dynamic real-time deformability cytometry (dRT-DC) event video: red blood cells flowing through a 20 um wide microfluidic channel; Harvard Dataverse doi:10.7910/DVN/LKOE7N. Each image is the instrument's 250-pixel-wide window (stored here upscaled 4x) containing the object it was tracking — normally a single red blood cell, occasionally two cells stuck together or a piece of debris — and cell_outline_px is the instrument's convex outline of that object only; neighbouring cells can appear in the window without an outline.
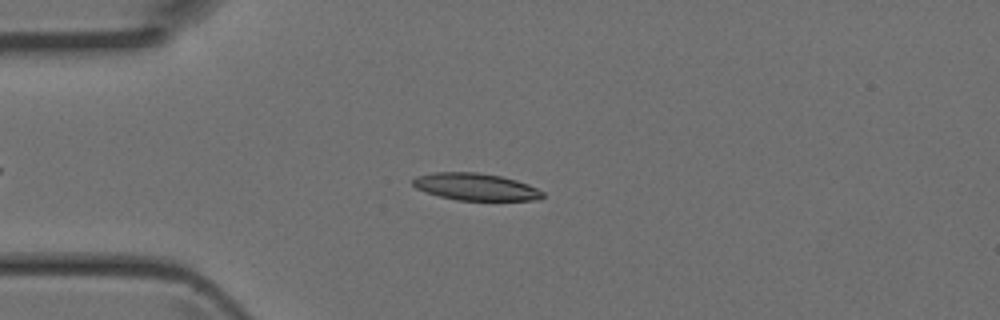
{"species": "Egyptian fruit bat (a non-hibernating species)", "species_latin": "Rousettus aegyptiacus", "temperature_condition": "room temperature", "stored_images_in_passage": 2, "camera_frame_rate_fps": 3000, "um_per_image_px": 0.085, "animal": {"sex": "female"}, "frame": {"image": 1, "passage_image": 2, "time_ms": 0.333, "image_size_px": [1000, 320], "cell_outline_px": [[544, 196], [536, 200], [456, 200], [440, 196], [416, 188], [412, 184], [412, 180], [416, 176], [432, 172], [476, 172], [500, 176], [516, 180], [528, 184], [544, 192]], "centroid_in_image_um": [40.42, 15.87], "position_along_channel_um": 44.6, "area_um2": 20.4}}